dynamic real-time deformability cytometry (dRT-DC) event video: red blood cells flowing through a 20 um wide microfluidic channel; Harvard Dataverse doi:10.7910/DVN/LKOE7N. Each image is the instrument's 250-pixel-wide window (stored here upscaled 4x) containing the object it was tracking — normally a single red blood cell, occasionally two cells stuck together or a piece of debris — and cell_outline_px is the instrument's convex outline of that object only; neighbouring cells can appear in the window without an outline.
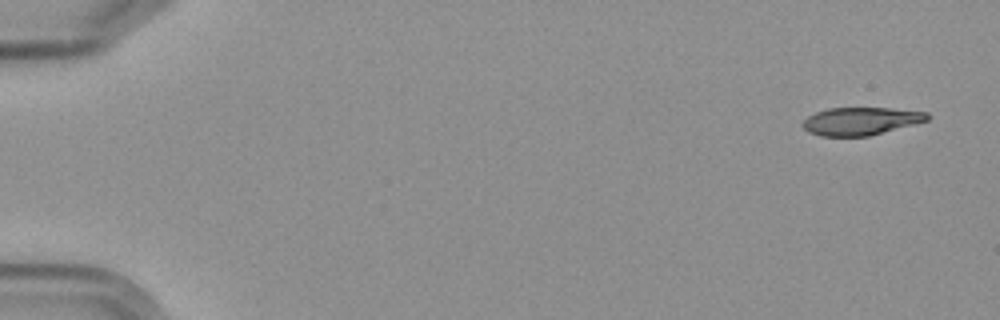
{"species": "Egyptian fruit bat (a non-hibernating species)", "species_latin": "Rousettus aegyptiacus", "temperature_condition": "cold", "stored_images_in_passage": 7, "camera_frame_rate_fps": 3000, "um_per_image_px": 0.085, "frame": {"image": 1, "passage_image": 1, "time_ms": 0.0, "image_size_px": [1000, 320], "cell_outline_px": [[928, 120], [868, 136], [820, 136], [808, 132], [800, 124], [808, 116], [816, 112], [828, 108], [888, 108], [928, 112]], "centroid_in_image_um": [73.11, 10.29], "position_along_channel_um": 11.9, "area_um2": 20.0}}
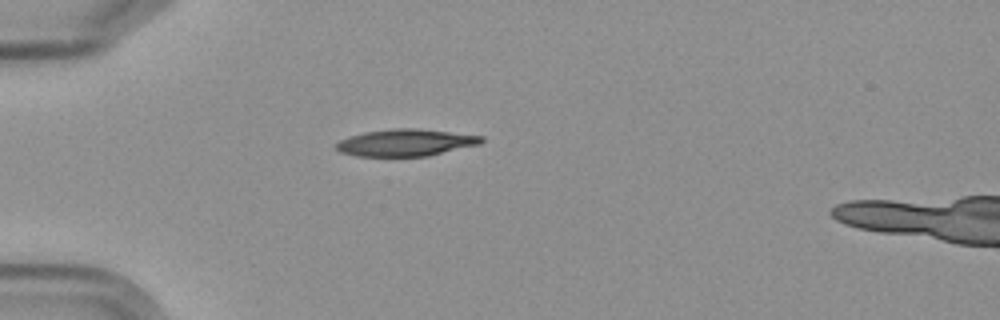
{"frame": {"image": 2, "passage_image": 5, "time_ms": 4.667, "image_size_px": [1000, 320], "cell_outline_px": [[484, 140], [480, 144], [428, 156], [356, 156], [340, 152], [336, 148], [336, 144], [340, 140], [364, 132], [392, 128], [416, 128], [484, 136]], "centroid_in_image_um": [34.5, 12.12], "position_along_channel_um": 50.5, "area_um2": 22.72}}
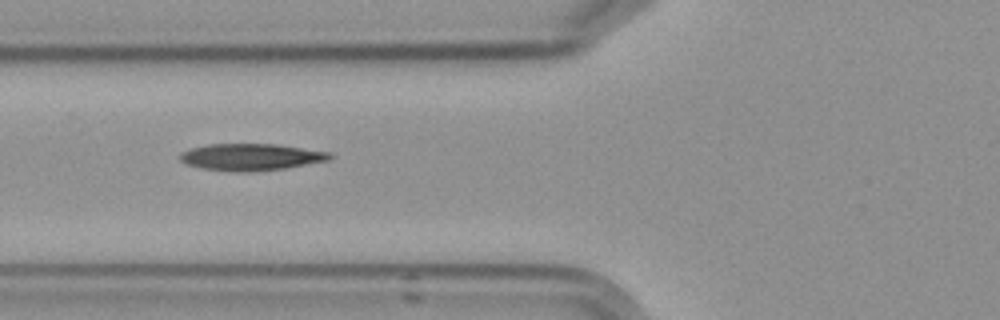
{"frame": {"image": 3, "passage_image": 7, "time_ms": 6.667, "image_size_px": [1000, 320], "cell_outline_px": [[332, 156], [328, 160], [284, 168], [244, 172], [236, 172], [204, 168], [188, 164], [180, 160], [180, 156], [184, 152], [192, 148], [208, 144], [276, 144], [332, 152]], "centroid_in_image_um": [21.37, 13.34], "position_along_channel_um": 104.4, "area_um2": 23.0}}